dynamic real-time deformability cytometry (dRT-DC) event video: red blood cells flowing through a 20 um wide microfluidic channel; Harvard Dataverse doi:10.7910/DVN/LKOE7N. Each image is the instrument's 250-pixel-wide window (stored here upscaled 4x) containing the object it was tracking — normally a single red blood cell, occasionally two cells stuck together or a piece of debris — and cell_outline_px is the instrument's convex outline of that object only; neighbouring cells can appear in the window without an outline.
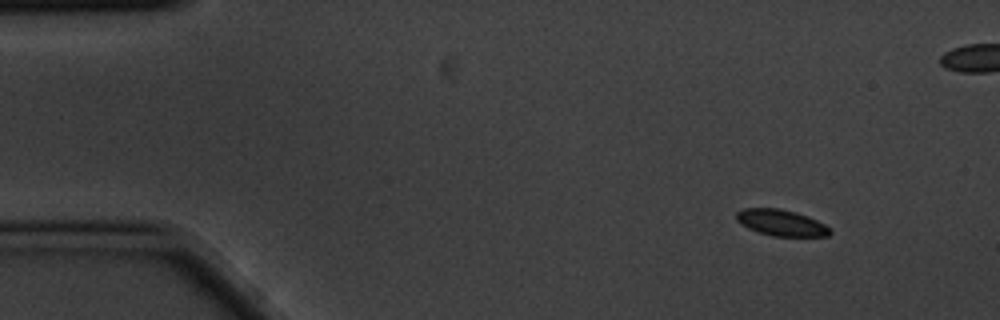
{"species": "common noctule bat (a hibernating species)", "species_latin": "Nyctalus noctula", "temperature_condition": "cold", "stored_images_in_passage": 5, "camera_frame_rate_fps": 3000, "um_per_image_px": 0.085, "animal": {"sex": "male", "body_mass_g": 20.1, "forearm_length_mm": 53.5}, "frame": {"image": 1, "passage_image": 1, "time_ms": 0.0, "image_size_px": [1000, 320], "cell_outline_px": [[832, 232], [828, 236], [772, 236], [748, 228], [736, 220], [736, 212], [744, 208], [780, 208], [796, 212], [808, 216], [824, 224]], "centroid_in_image_um": [66.39, 18.92], "position_along_channel_um": 18.6, "area_um2": 14.22}}